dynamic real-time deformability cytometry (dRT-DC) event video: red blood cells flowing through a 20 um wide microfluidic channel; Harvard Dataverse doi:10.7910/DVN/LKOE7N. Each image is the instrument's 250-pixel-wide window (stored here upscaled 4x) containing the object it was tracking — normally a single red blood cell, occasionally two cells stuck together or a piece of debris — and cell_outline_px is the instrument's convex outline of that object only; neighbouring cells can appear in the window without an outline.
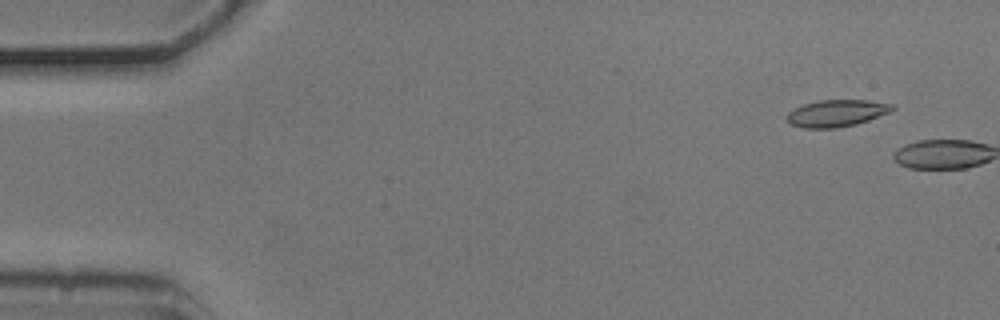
{"species": "common noctule bat (a hibernating species)", "species_latin": "Nyctalus noctula", "temperature_condition": "cold", "stored_images_in_passage": 2, "camera_frame_rate_fps": 3000, "um_per_image_px": 0.085, "animal": {"sex": "male", "body_mass_g": 20.5, "forearm_length_mm": 52.5}, "frame": {"image": 1, "passage_image": 1, "time_ms": 0.0, "image_size_px": [1000, 320], "cell_outline_px": [[896, 108], [888, 112], [868, 120], [856, 124], [836, 128], [804, 128], [788, 124], [784, 116], [792, 108], [804, 104], [820, 100], [868, 100], [896, 104]], "centroid_in_image_um": [71.06, 9.62], "position_along_channel_um": 13.9, "area_um2": 16.76}}